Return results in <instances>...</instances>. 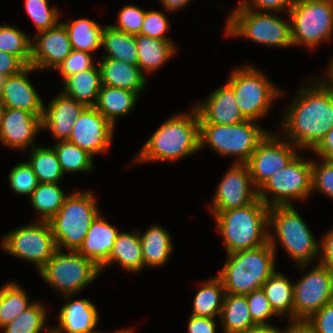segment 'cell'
Segmentation results:
<instances>
[{
	"instance_id": "cell-1",
	"label": "cell",
	"mask_w": 333,
	"mask_h": 333,
	"mask_svg": "<svg viewBox=\"0 0 333 333\" xmlns=\"http://www.w3.org/2000/svg\"><path fill=\"white\" fill-rule=\"evenodd\" d=\"M311 81L300 87L280 124L285 139L299 151L313 150L333 128V91L318 78Z\"/></svg>"
},
{
	"instance_id": "cell-2",
	"label": "cell",
	"mask_w": 333,
	"mask_h": 333,
	"mask_svg": "<svg viewBox=\"0 0 333 333\" xmlns=\"http://www.w3.org/2000/svg\"><path fill=\"white\" fill-rule=\"evenodd\" d=\"M200 151L199 115L190 112L174 114L144 143L136 155V163L176 161Z\"/></svg>"
},
{
	"instance_id": "cell-3",
	"label": "cell",
	"mask_w": 333,
	"mask_h": 333,
	"mask_svg": "<svg viewBox=\"0 0 333 333\" xmlns=\"http://www.w3.org/2000/svg\"><path fill=\"white\" fill-rule=\"evenodd\" d=\"M213 217L227 254L269 242V207L259 198L244 207L218 212Z\"/></svg>"
},
{
	"instance_id": "cell-4",
	"label": "cell",
	"mask_w": 333,
	"mask_h": 333,
	"mask_svg": "<svg viewBox=\"0 0 333 333\" xmlns=\"http://www.w3.org/2000/svg\"><path fill=\"white\" fill-rule=\"evenodd\" d=\"M276 256L269 242L256 248L228 253L217 275L225 293L247 295L260 289L276 271Z\"/></svg>"
},
{
	"instance_id": "cell-5",
	"label": "cell",
	"mask_w": 333,
	"mask_h": 333,
	"mask_svg": "<svg viewBox=\"0 0 333 333\" xmlns=\"http://www.w3.org/2000/svg\"><path fill=\"white\" fill-rule=\"evenodd\" d=\"M269 230V244L275 253L278 240L300 269L305 270L311 260L318 258L320 244L293 205L269 207Z\"/></svg>"
},
{
	"instance_id": "cell-6",
	"label": "cell",
	"mask_w": 333,
	"mask_h": 333,
	"mask_svg": "<svg viewBox=\"0 0 333 333\" xmlns=\"http://www.w3.org/2000/svg\"><path fill=\"white\" fill-rule=\"evenodd\" d=\"M99 214L96 197L90 190L70 193L49 221L57 249L77 251Z\"/></svg>"
},
{
	"instance_id": "cell-7",
	"label": "cell",
	"mask_w": 333,
	"mask_h": 333,
	"mask_svg": "<svg viewBox=\"0 0 333 333\" xmlns=\"http://www.w3.org/2000/svg\"><path fill=\"white\" fill-rule=\"evenodd\" d=\"M258 124L252 120L233 125L199 123L200 149L206 144L222 156H234L235 163L246 164L268 133Z\"/></svg>"
},
{
	"instance_id": "cell-8",
	"label": "cell",
	"mask_w": 333,
	"mask_h": 333,
	"mask_svg": "<svg viewBox=\"0 0 333 333\" xmlns=\"http://www.w3.org/2000/svg\"><path fill=\"white\" fill-rule=\"evenodd\" d=\"M226 23L225 34L228 37H245L277 48L293 46L290 22L274 12L250 10L237 5Z\"/></svg>"
},
{
	"instance_id": "cell-9",
	"label": "cell",
	"mask_w": 333,
	"mask_h": 333,
	"mask_svg": "<svg viewBox=\"0 0 333 333\" xmlns=\"http://www.w3.org/2000/svg\"><path fill=\"white\" fill-rule=\"evenodd\" d=\"M226 81L233 89L237 105L246 120L265 117L276 97L283 94L268 77L248 64L233 70Z\"/></svg>"
},
{
	"instance_id": "cell-10",
	"label": "cell",
	"mask_w": 333,
	"mask_h": 333,
	"mask_svg": "<svg viewBox=\"0 0 333 333\" xmlns=\"http://www.w3.org/2000/svg\"><path fill=\"white\" fill-rule=\"evenodd\" d=\"M312 193V161L296 155L258 189V198L268 207L290 206V200H304ZM272 195V199L269 197Z\"/></svg>"
},
{
	"instance_id": "cell-11",
	"label": "cell",
	"mask_w": 333,
	"mask_h": 333,
	"mask_svg": "<svg viewBox=\"0 0 333 333\" xmlns=\"http://www.w3.org/2000/svg\"><path fill=\"white\" fill-rule=\"evenodd\" d=\"M288 16L293 46L316 48L332 39L333 0H297Z\"/></svg>"
},
{
	"instance_id": "cell-12",
	"label": "cell",
	"mask_w": 333,
	"mask_h": 333,
	"mask_svg": "<svg viewBox=\"0 0 333 333\" xmlns=\"http://www.w3.org/2000/svg\"><path fill=\"white\" fill-rule=\"evenodd\" d=\"M38 273L63 296H74L99 276L100 268L77 251L57 249Z\"/></svg>"
},
{
	"instance_id": "cell-13",
	"label": "cell",
	"mask_w": 333,
	"mask_h": 333,
	"mask_svg": "<svg viewBox=\"0 0 333 333\" xmlns=\"http://www.w3.org/2000/svg\"><path fill=\"white\" fill-rule=\"evenodd\" d=\"M0 243L5 253L33 263L37 271L57 251L49 221L39 220L12 230Z\"/></svg>"
},
{
	"instance_id": "cell-14",
	"label": "cell",
	"mask_w": 333,
	"mask_h": 333,
	"mask_svg": "<svg viewBox=\"0 0 333 333\" xmlns=\"http://www.w3.org/2000/svg\"><path fill=\"white\" fill-rule=\"evenodd\" d=\"M293 320H308L333 300V275L320 263L293 283Z\"/></svg>"
},
{
	"instance_id": "cell-15",
	"label": "cell",
	"mask_w": 333,
	"mask_h": 333,
	"mask_svg": "<svg viewBox=\"0 0 333 333\" xmlns=\"http://www.w3.org/2000/svg\"><path fill=\"white\" fill-rule=\"evenodd\" d=\"M283 138L268 132L251 154L246 164L255 188L259 189L265 181L283 169L298 154L296 150L299 149L284 136Z\"/></svg>"
},
{
	"instance_id": "cell-16",
	"label": "cell",
	"mask_w": 333,
	"mask_h": 333,
	"mask_svg": "<svg viewBox=\"0 0 333 333\" xmlns=\"http://www.w3.org/2000/svg\"><path fill=\"white\" fill-rule=\"evenodd\" d=\"M253 186V187H252ZM209 206L215 216L218 212L244 207L258 198L247 164L234 163L217 186Z\"/></svg>"
},
{
	"instance_id": "cell-17",
	"label": "cell",
	"mask_w": 333,
	"mask_h": 333,
	"mask_svg": "<svg viewBox=\"0 0 333 333\" xmlns=\"http://www.w3.org/2000/svg\"><path fill=\"white\" fill-rule=\"evenodd\" d=\"M114 132V126L94 106H86L76 119L67 141L94 157L107 152Z\"/></svg>"
},
{
	"instance_id": "cell-18",
	"label": "cell",
	"mask_w": 333,
	"mask_h": 333,
	"mask_svg": "<svg viewBox=\"0 0 333 333\" xmlns=\"http://www.w3.org/2000/svg\"><path fill=\"white\" fill-rule=\"evenodd\" d=\"M37 33L31 41L30 66L37 71L56 70L72 51L67 29L59 21L54 27Z\"/></svg>"
},
{
	"instance_id": "cell-19",
	"label": "cell",
	"mask_w": 333,
	"mask_h": 333,
	"mask_svg": "<svg viewBox=\"0 0 333 333\" xmlns=\"http://www.w3.org/2000/svg\"><path fill=\"white\" fill-rule=\"evenodd\" d=\"M42 116L23 109L5 108L0 129V142L11 149L25 150L35 147V137L41 126Z\"/></svg>"
},
{
	"instance_id": "cell-20",
	"label": "cell",
	"mask_w": 333,
	"mask_h": 333,
	"mask_svg": "<svg viewBox=\"0 0 333 333\" xmlns=\"http://www.w3.org/2000/svg\"><path fill=\"white\" fill-rule=\"evenodd\" d=\"M194 107L199 115V123L233 125L246 120L239 110L234 91L227 82Z\"/></svg>"
},
{
	"instance_id": "cell-21",
	"label": "cell",
	"mask_w": 333,
	"mask_h": 333,
	"mask_svg": "<svg viewBox=\"0 0 333 333\" xmlns=\"http://www.w3.org/2000/svg\"><path fill=\"white\" fill-rule=\"evenodd\" d=\"M86 106L62 92L48 106L44 104L42 129H48L57 141L69 139L73 125Z\"/></svg>"
},
{
	"instance_id": "cell-22",
	"label": "cell",
	"mask_w": 333,
	"mask_h": 333,
	"mask_svg": "<svg viewBox=\"0 0 333 333\" xmlns=\"http://www.w3.org/2000/svg\"><path fill=\"white\" fill-rule=\"evenodd\" d=\"M35 70L33 66H27L19 74L4 79L0 101L5 107L23 109L36 116H43L44 102L28 77Z\"/></svg>"
},
{
	"instance_id": "cell-23",
	"label": "cell",
	"mask_w": 333,
	"mask_h": 333,
	"mask_svg": "<svg viewBox=\"0 0 333 333\" xmlns=\"http://www.w3.org/2000/svg\"><path fill=\"white\" fill-rule=\"evenodd\" d=\"M72 296H64L68 300L60 309L59 326L51 328L52 333H100L95 330L99 312L93 302L86 298L73 300Z\"/></svg>"
},
{
	"instance_id": "cell-24",
	"label": "cell",
	"mask_w": 333,
	"mask_h": 333,
	"mask_svg": "<svg viewBox=\"0 0 333 333\" xmlns=\"http://www.w3.org/2000/svg\"><path fill=\"white\" fill-rule=\"evenodd\" d=\"M119 233L99 214L92 222L77 252L101 268L109 258Z\"/></svg>"
},
{
	"instance_id": "cell-25",
	"label": "cell",
	"mask_w": 333,
	"mask_h": 333,
	"mask_svg": "<svg viewBox=\"0 0 333 333\" xmlns=\"http://www.w3.org/2000/svg\"><path fill=\"white\" fill-rule=\"evenodd\" d=\"M98 65L102 85L126 89L135 92L138 96L146 86L147 79L138 65H130L110 58H103Z\"/></svg>"
},
{
	"instance_id": "cell-26",
	"label": "cell",
	"mask_w": 333,
	"mask_h": 333,
	"mask_svg": "<svg viewBox=\"0 0 333 333\" xmlns=\"http://www.w3.org/2000/svg\"><path fill=\"white\" fill-rule=\"evenodd\" d=\"M115 262L128 272L139 273L145 268L139 232L118 234L110 256L100 268V272Z\"/></svg>"
},
{
	"instance_id": "cell-27",
	"label": "cell",
	"mask_w": 333,
	"mask_h": 333,
	"mask_svg": "<svg viewBox=\"0 0 333 333\" xmlns=\"http://www.w3.org/2000/svg\"><path fill=\"white\" fill-rule=\"evenodd\" d=\"M138 67L145 74L162 67L177 51L171 40H160L142 34L135 35Z\"/></svg>"
},
{
	"instance_id": "cell-28",
	"label": "cell",
	"mask_w": 333,
	"mask_h": 333,
	"mask_svg": "<svg viewBox=\"0 0 333 333\" xmlns=\"http://www.w3.org/2000/svg\"><path fill=\"white\" fill-rule=\"evenodd\" d=\"M63 83V94L74 98L85 106H95L102 86L99 65L68 76L63 80Z\"/></svg>"
},
{
	"instance_id": "cell-29",
	"label": "cell",
	"mask_w": 333,
	"mask_h": 333,
	"mask_svg": "<svg viewBox=\"0 0 333 333\" xmlns=\"http://www.w3.org/2000/svg\"><path fill=\"white\" fill-rule=\"evenodd\" d=\"M137 101L138 95L135 92L102 85L94 107L115 126L116 119L130 113Z\"/></svg>"
},
{
	"instance_id": "cell-30",
	"label": "cell",
	"mask_w": 333,
	"mask_h": 333,
	"mask_svg": "<svg viewBox=\"0 0 333 333\" xmlns=\"http://www.w3.org/2000/svg\"><path fill=\"white\" fill-rule=\"evenodd\" d=\"M145 268L160 267L170 258L173 242L168 231L159 225H151L143 233H139Z\"/></svg>"
},
{
	"instance_id": "cell-31",
	"label": "cell",
	"mask_w": 333,
	"mask_h": 333,
	"mask_svg": "<svg viewBox=\"0 0 333 333\" xmlns=\"http://www.w3.org/2000/svg\"><path fill=\"white\" fill-rule=\"evenodd\" d=\"M220 320L224 333H244L257 325L250 315L245 295L226 293Z\"/></svg>"
},
{
	"instance_id": "cell-32",
	"label": "cell",
	"mask_w": 333,
	"mask_h": 333,
	"mask_svg": "<svg viewBox=\"0 0 333 333\" xmlns=\"http://www.w3.org/2000/svg\"><path fill=\"white\" fill-rule=\"evenodd\" d=\"M102 48L108 53L103 58L138 65L135 35L116 30L111 25H105L102 32Z\"/></svg>"
},
{
	"instance_id": "cell-33",
	"label": "cell",
	"mask_w": 333,
	"mask_h": 333,
	"mask_svg": "<svg viewBox=\"0 0 333 333\" xmlns=\"http://www.w3.org/2000/svg\"><path fill=\"white\" fill-rule=\"evenodd\" d=\"M262 290L278 316L293 320V282L284 274L275 271L262 285Z\"/></svg>"
},
{
	"instance_id": "cell-34",
	"label": "cell",
	"mask_w": 333,
	"mask_h": 333,
	"mask_svg": "<svg viewBox=\"0 0 333 333\" xmlns=\"http://www.w3.org/2000/svg\"><path fill=\"white\" fill-rule=\"evenodd\" d=\"M225 289L221 279L216 275L202 282V287L194 297L191 315L215 318L221 315Z\"/></svg>"
},
{
	"instance_id": "cell-35",
	"label": "cell",
	"mask_w": 333,
	"mask_h": 333,
	"mask_svg": "<svg viewBox=\"0 0 333 333\" xmlns=\"http://www.w3.org/2000/svg\"><path fill=\"white\" fill-rule=\"evenodd\" d=\"M67 29L72 50H81L90 54L102 47L104 27L88 18L73 22H63Z\"/></svg>"
},
{
	"instance_id": "cell-36",
	"label": "cell",
	"mask_w": 333,
	"mask_h": 333,
	"mask_svg": "<svg viewBox=\"0 0 333 333\" xmlns=\"http://www.w3.org/2000/svg\"><path fill=\"white\" fill-rule=\"evenodd\" d=\"M65 193L59 183H38L29 200L34 209L40 213L41 221H50L61 209Z\"/></svg>"
},
{
	"instance_id": "cell-37",
	"label": "cell",
	"mask_w": 333,
	"mask_h": 333,
	"mask_svg": "<svg viewBox=\"0 0 333 333\" xmlns=\"http://www.w3.org/2000/svg\"><path fill=\"white\" fill-rule=\"evenodd\" d=\"M29 165L39 183H60L64 172L53 147L36 145L30 150Z\"/></svg>"
},
{
	"instance_id": "cell-38",
	"label": "cell",
	"mask_w": 333,
	"mask_h": 333,
	"mask_svg": "<svg viewBox=\"0 0 333 333\" xmlns=\"http://www.w3.org/2000/svg\"><path fill=\"white\" fill-rule=\"evenodd\" d=\"M33 303L18 283L11 281L3 285L0 288V329L15 320Z\"/></svg>"
},
{
	"instance_id": "cell-39",
	"label": "cell",
	"mask_w": 333,
	"mask_h": 333,
	"mask_svg": "<svg viewBox=\"0 0 333 333\" xmlns=\"http://www.w3.org/2000/svg\"><path fill=\"white\" fill-rule=\"evenodd\" d=\"M64 175L74 172H89L93 168V156L75 144L56 141L53 147Z\"/></svg>"
},
{
	"instance_id": "cell-40",
	"label": "cell",
	"mask_w": 333,
	"mask_h": 333,
	"mask_svg": "<svg viewBox=\"0 0 333 333\" xmlns=\"http://www.w3.org/2000/svg\"><path fill=\"white\" fill-rule=\"evenodd\" d=\"M47 311L41 302L34 301L23 313L15 320L6 324L1 329L4 333H42L45 329L52 332L50 327L45 328Z\"/></svg>"
},
{
	"instance_id": "cell-41",
	"label": "cell",
	"mask_w": 333,
	"mask_h": 333,
	"mask_svg": "<svg viewBox=\"0 0 333 333\" xmlns=\"http://www.w3.org/2000/svg\"><path fill=\"white\" fill-rule=\"evenodd\" d=\"M31 38L11 25H0V51L17 56L26 66L31 64Z\"/></svg>"
},
{
	"instance_id": "cell-42",
	"label": "cell",
	"mask_w": 333,
	"mask_h": 333,
	"mask_svg": "<svg viewBox=\"0 0 333 333\" xmlns=\"http://www.w3.org/2000/svg\"><path fill=\"white\" fill-rule=\"evenodd\" d=\"M26 13L36 26V31L54 27L60 19V12L54 6L49 8L48 0H24Z\"/></svg>"
},
{
	"instance_id": "cell-43",
	"label": "cell",
	"mask_w": 333,
	"mask_h": 333,
	"mask_svg": "<svg viewBox=\"0 0 333 333\" xmlns=\"http://www.w3.org/2000/svg\"><path fill=\"white\" fill-rule=\"evenodd\" d=\"M11 189L16 194H23L30 197L38 185V180L29 163L20 162L15 165L9 173Z\"/></svg>"
},
{
	"instance_id": "cell-44",
	"label": "cell",
	"mask_w": 333,
	"mask_h": 333,
	"mask_svg": "<svg viewBox=\"0 0 333 333\" xmlns=\"http://www.w3.org/2000/svg\"><path fill=\"white\" fill-rule=\"evenodd\" d=\"M145 12L144 9L135 5H126L119 11L117 25L111 24V26L124 33L138 35L143 25Z\"/></svg>"
},
{
	"instance_id": "cell-45",
	"label": "cell",
	"mask_w": 333,
	"mask_h": 333,
	"mask_svg": "<svg viewBox=\"0 0 333 333\" xmlns=\"http://www.w3.org/2000/svg\"><path fill=\"white\" fill-rule=\"evenodd\" d=\"M245 296L250 315L256 324H269L267 320L272 318V316H277L262 288L254 290Z\"/></svg>"
},
{
	"instance_id": "cell-46",
	"label": "cell",
	"mask_w": 333,
	"mask_h": 333,
	"mask_svg": "<svg viewBox=\"0 0 333 333\" xmlns=\"http://www.w3.org/2000/svg\"><path fill=\"white\" fill-rule=\"evenodd\" d=\"M169 25L168 18L164 13L156 10H147L140 34L160 40H171L165 34L170 28Z\"/></svg>"
},
{
	"instance_id": "cell-47",
	"label": "cell",
	"mask_w": 333,
	"mask_h": 333,
	"mask_svg": "<svg viewBox=\"0 0 333 333\" xmlns=\"http://www.w3.org/2000/svg\"><path fill=\"white\" fill-rule=\"evenodd\" d=\"M315 190L333 199V163L312 161V192Z\"/></svg>"
},
{
	"instance_id": "cell-48",
	"label": "cell",
	"mask_w": 333,
	"mask_h": 333,
	"mask_svg": "<svg viewBox=\"0 0 333 333\" xmlns=\"http://www.w3.org/2000/svg\"><path fill=\"white\" fill-rule=\"evenodd\" d=\"M94 65L92 54L81 50H72L57 69L64 80L66 77L88 70Z\"/></svg>"
},
{
	"instance_id": "cell-49",
	"label": "cell",
	"mask_w": 333,
	"mask_h": 333,
	"mask_svg": "<svg viewBox=\"0 0 333 333\" xmlns=\"http://www.w3.org/2000/svg\"><path fill=\"white\" fill-rule=\"evenodd\" d=\"M297 0H240L238 5L243 8L256 11L279 12L286 10L290 12Z\"/></svg>"
},
{
	"instance_id": "cell-50",
	"label": "cell",
	"mask_w": 333,
	"mask_h": 333,
	"mask_svg": "<svg viewBox=\"0 0 333 333\" xmlns=\"http://www.w3.org/2000/svg\"><path fill=\"white\" fill-rule=\"evenodd\" d=\"M315 333H333V300L307 320Z\"/></svg>"
},
{
	"instance_id": "cell-51",
	"label": "cell",
	"mask_w": 333,
	"mask_h": 333,
	"mask_svg": "<svg viewBox=\"0 0 333 333\" xmlns=\"http://www.w3.org/2000/svg\"><path fill=\"white\" fill-rule=\"evenodd\" d=\"M26 67L17 56L0 51V75L2 77L17 75Z\"/></svg>"
},
{
	"instance_id": "cell-52",
	"label": "cell",
	"mask_w": 333,
	"mask_h": 333,
	"mask_svg": "<svg viewBox=\"0 0 333 333\" xmlns=\"http://www.w3.org/2000/svg\"><path fill=\"white\" fill-rule=\"evenodd\" d=\"M324 238L320 241L319 246V260L318 263L322 264L333 275V229L328 231Z\"/></svg>"
},
{
	"instance_id": "cell-53",
	"label": "cell",
	"mask_w": 333,
	"mask_h": 333,
	"mask_svg": "<svg viewBox=\"0 0 333 333\" xmlns=\"http://www.w3.org/2000/svg\"><path fill=\"white\" fill-rule=\"evenodd\" d=\"M215 318L190 315L188 333H216Z\"/></svg>"
},
{
	"instance_id": "cell-54",
	"label": "cell",
	"mask_w": 333,
	"mask_h": 333,
	"mask_svg": "<svg viewBox=\"0 0 333 333\" xmlns=\"http://www.w3.org/2000/svg\"><path fill=\"white\" fill-rule=\"evenodd\" d=\"M312 151L322 160L333 163V128Z\"/></svg>"
},
{
	"instance_id": "cell-55",
	"label": "cell",
	"mask_w": 333,
	"mask_h": 333,
	"mask_svg": "<svg viewBox=\"0 0 333 333\" xmlns=\"http://www.w3.org/2000/svg\"><path fill=\"white\" fill-rule=\"evenodd\" d=\"M281 333H315L313 327L307 320H292L285 330Z\"/></svg>"
},
{
	"instance_id": "cell-56",
	"label": "cell",
	"mask_w": 333,
	"mask_h": 333,
	"mask_svg": "<svg viewBox=\"0 0 333 333\" xmlns=\"http://www.w3.org/2000/svg\"><path fill=\"white\" fill-rule=\"evenodd\" d=\"M277 328L270 324H257L244 333H281V329Z\"/></svg>"
},
{
	"instance_id": "cell-57",
	"label": "cell",
	"mask_w": 333,
	"mask_h": 333,
	"mask_svg": "<svg viewBox=\"0 0 333 333\" xmlns=\"http://www.w3.org/2000/svg\"><path fill=\"white\" fill-rule=\"evenodd\" d=\"M191 0H160L162 6L167 11H175L185 7Z\"/></svg>"
},
{
	"instance_id": "cell-58",
	"label": "cell",
	"mask_w": 333,
	"mask_h": 333,
	"mask_svg": "<svg viewBox=\"0 0 333 333\" xmlns=\"http://www.w3.org/2000/svg\"><path fill=\"white\" fill-rule=\"evenodd\" d=\"M328 76V77H327ZM327 76L320 81L329 89L333 91V58L330 61Z\"/></svg>"
},
{
	"instance_id": "cell-59",
	"label": "cell",
	"mask_w": 333,
	"mask_h": 333,
	"mask_svg": "<svg viewBox=\"0 0 333 333\" xmlns=\"http://www.w3.org/2000/svg\"><path fill=\"white\" fill-rule=\"evenodd\" d=\"M5 108L6 107L4 106V104L0 101V129H1V125H2Z\"/></svg>"
},
{
	"instance_id": "cell-60",
	"label": "cell",
	"mask_w": 333,
	"mask_h": 333,
	"mask_svg": "<svg viewBox=\"0 0 333 333\" xmlns=\"http://www.w3.org/2000/svg\"><path fill=\"white\" fill-rule=\"evenodd\" d=\"M133 329H120V330H117L116 332L114 333H133ZM102 333V332H101Z\"/></svg>"
},
{
	"instance_id": "cell-61",
	"label": "cell",
	"mask_w": 333,
	"mask_h": 333,
	"mask_svg": "<svg viewBox=\"0 0 333 333\" xmlns=\"http://www.w3.org/2000/svg\"><path fill=\"white\" fill-rule=\"evenodd\" d=\"M4 79L5 78L0 75V95H1V92H2V86H3Z\"/></svg>"
}]
</instances>
